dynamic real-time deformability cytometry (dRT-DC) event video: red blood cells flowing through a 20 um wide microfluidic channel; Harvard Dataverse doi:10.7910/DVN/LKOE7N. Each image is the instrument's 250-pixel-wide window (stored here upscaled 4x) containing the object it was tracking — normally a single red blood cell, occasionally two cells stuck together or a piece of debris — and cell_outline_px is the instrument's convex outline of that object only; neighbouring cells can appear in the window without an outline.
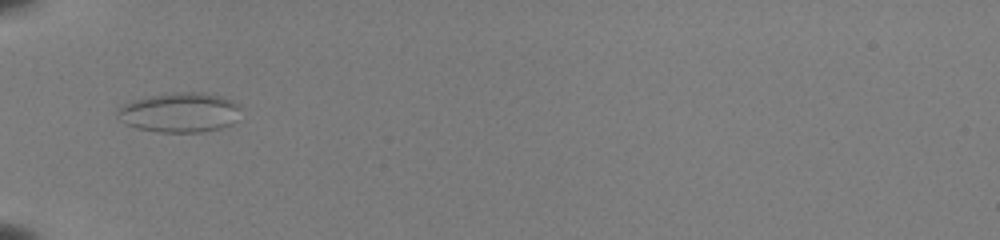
{"species": "common noctule bat (a hibernating species)", "species_latin": "Nyctalus noctula", "temperature_condition": "room temperature", "stored_images_in_passage": 34, "camera_frame_rate_fps": 3000, "um_per_image_px": 0.085, "animal": {"sex": "female", "body_mass_g": 22.0, "forearm_length_mm": 56.7}, "frame": {"image": 1, "passage_image": 1, "time_ms": 0.0, "image_size_px": [1000, 240], "cell_outline_px": [[240, 108], [236, 120], [232, 124], [220, 128], [200, 132], [160, 132], [136, 128], [124, 124], [116, 116], [116, 108], [132, 100], [152, 96], [180, 92], [204, 92], [220, 96], [232, 100], [240, 104]], "centroid_in_image_um": [15.25, 9.56], "position_along_channel_um": 69.7, "area_um2": 28.67}}
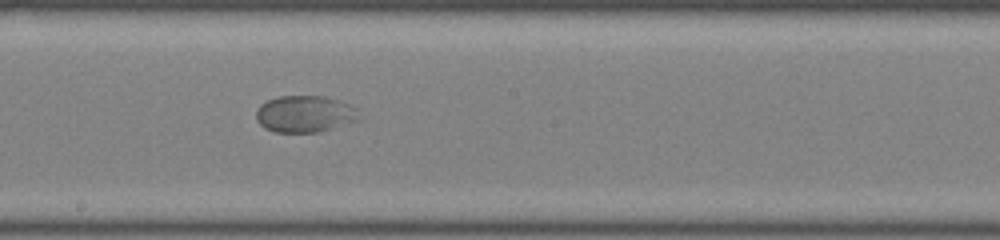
{"frame": {"image": 2, "passage_image": 13, "time_ms": 4.0, "image_size_px": [1000, 240], "cell_outline_px": [[360, 120], [320, 132], [276, 132], [264, 128], [256, 120], [256, 112], [260, 104], [276, 96], [324, 96], [348, 104], [356, 108]], "centroid_in_image_um": [25.89, 9.69], "position_along_channel_um": 222.3, "area_um2": 22.08}}
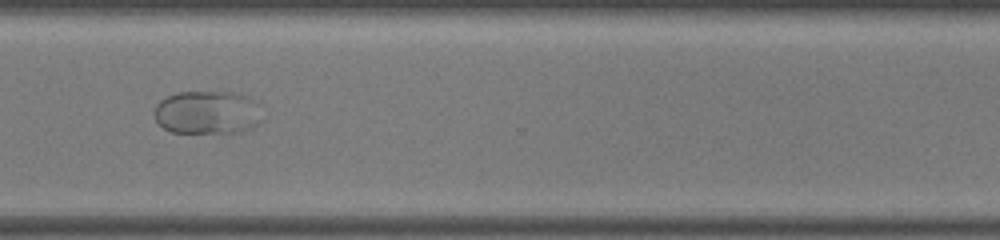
{"frame": {"image": 3, "passage_image": 23, "time_ms": 7.333, "image_size_px": [1000, 240], "cell_outline_px": [[256, 124], [252, 128], [240, 132], [172, 132], [164, 128], [156, 120], [152, 112], [156, 104], [160, 100], [176, 92], [236, 92], [248, 96], [252, 100]], "centroid_in_image_um": [17.48, 9.55], "position_along_channel_um": 353.1, "area_um2": 26.53}}